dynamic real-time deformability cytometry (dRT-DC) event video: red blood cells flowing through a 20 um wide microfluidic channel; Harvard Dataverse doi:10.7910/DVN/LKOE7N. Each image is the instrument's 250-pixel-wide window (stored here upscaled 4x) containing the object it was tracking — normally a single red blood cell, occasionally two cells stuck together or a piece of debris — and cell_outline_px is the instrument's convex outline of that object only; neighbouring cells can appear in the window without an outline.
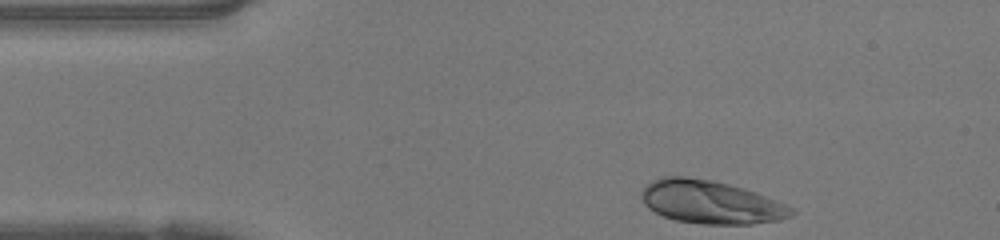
{"species": "human", "species_latin": "Homo sapiens", "temperature_condition": "warm", "stored_images_in_passage": 36, "camera_frame_rate_fps": 3000, "um_per_image_px": 0.085, "donor": {"sex": "female"}, "frame": {"image": 1, "passage_image": 1, "time_ms": 0.0, "image_size_px": [1000, 240], "cell_outline_px": [[796, 212], [792, 216], [780, 220], [752, 224], [704, 224], [676, 220], [664, 216], [648, 208], [644, 204], [640, 196], [640, 192], [652, 180], [660, 176], [688, 176], [712, 180], [744, 188], [756, 192], [776, 200], [792, 208]], "centroid_in_image_um": [60.4, 17.17], "position_along_channel_um": 24.6, "area_um2": 37.86}}
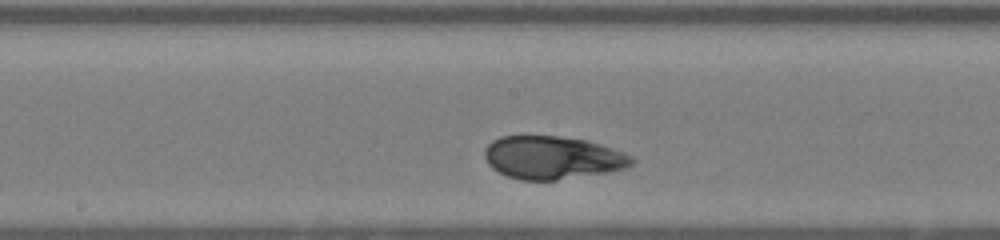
{"frame": {"image": 2, "passage_image": 20, "time_ms": 6.333, "image_size_px": [1000, 240], "cell_outline_px": [[636, 160], [628, 168], [608, 172], [556, 180], [520, 180], [508, 176], [492, 168], [488, 164], [484, 156], [484, 148], [492, 140], [500, 136], [524, 132], [560, 136], [588, 140], [624, 152], [632, 156]], "centroid_in_image_um": [46.92, 13.35], "position_along_channel_um": 201.3, "area_um2": 37.97}}
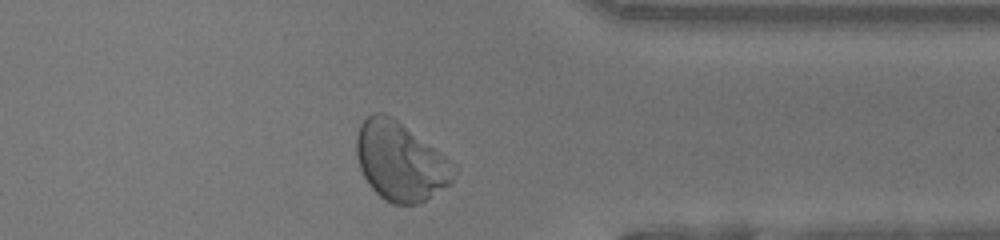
{"frame": {"image": 3, "passage_image": 34, "time_ms": 11.0, "image_size_px": [1000, 240], "cell_outline_px": [[460, 168], [452, 184], [420, 204], [392, 204], [384, 200], [368, 184], [360, 168], [356, 156], [356, 136], [360, 124], [372, 112], [384, 112], [392, 116], [448, 156]], "centroid_in_image_um": [34.09, 13.72], "position_along_channel_um": 377.3, "area_um2": 45.66}, "authors_computed_cell_mechanics": {"area_um2": 37.7434, "velocity_mm_per_s": 3.7041, "shape_relaxation_time_tau1_ms": 1.3328, "shape_relaxation_time_tau2_ms": null, "deformation_change_tau1": 0.1253, "deformation_change_tau2": null}}